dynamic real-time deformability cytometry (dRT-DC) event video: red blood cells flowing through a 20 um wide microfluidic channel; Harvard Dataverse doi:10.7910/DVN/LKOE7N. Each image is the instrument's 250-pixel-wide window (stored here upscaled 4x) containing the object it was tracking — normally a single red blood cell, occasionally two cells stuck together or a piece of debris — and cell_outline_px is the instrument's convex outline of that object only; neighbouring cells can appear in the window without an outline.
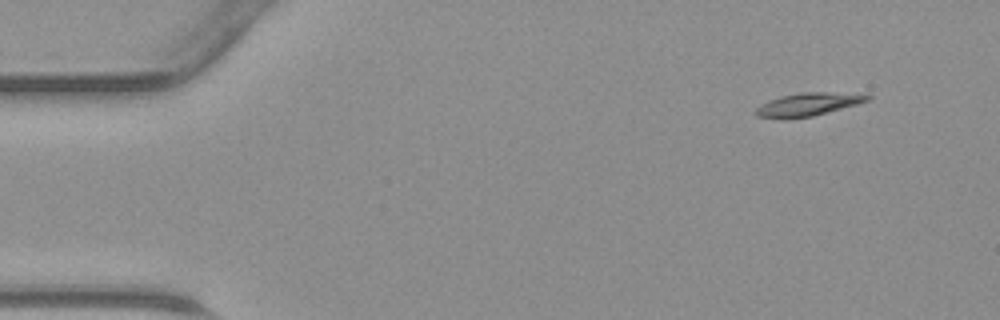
{"species": "common noctule bat (a hibernating species)", "species_latin": "Nyctalus noctula", "temperature_condition": "warm", "stored_images_in_passage": 42, "camera_frame_rate_fps": 3000, "um_per_image_px": 0.085, "animal": {"sex": "male", "body_mass_g": 23.1, "forearm_length_mm": 52.7}, "frame": {"image": 1, "passage_image": 1, "time_ms": 0.0, "image_size_px": [1000, 320], "cell_outline_px": [[872, 96], [868, 100], [856, 104], [812, 116], [756, 116], [752, 112], [760, 104], [768, 100], [780, 96], [800, 92], [828, 92]], "centroid_in_image_um": [68.63, 8.83], "position_along_channel_um": 16.4, "area_um2": 14.16}}
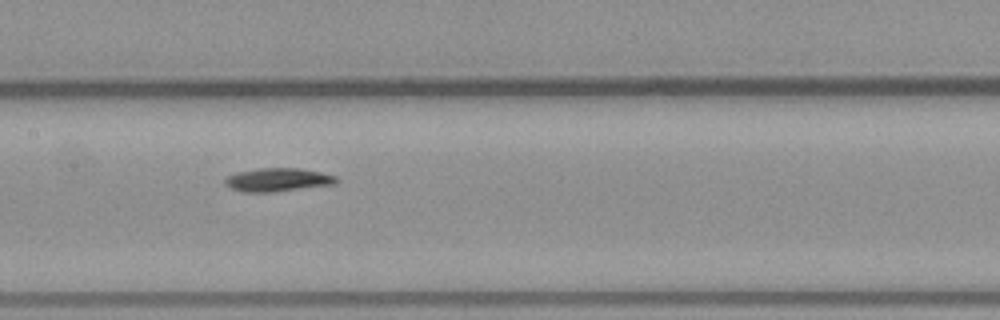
{"frame": {"image": 2, "passage_image": 19, "time_ms": 6.0, "image_size_px": [1000, 320], "cell_outline_px": [[340, 180], [336, 184], [272, 192], [240, 192], [224, 184], [224, 180], [228, 176], [240, 172], [260, 168], [300, 168], [320, 172], [336, 176]], "centroid_in_image_um": [23.64, 15.29], "position_along_channel_um": 183.8, "area_um2": 15.14}}
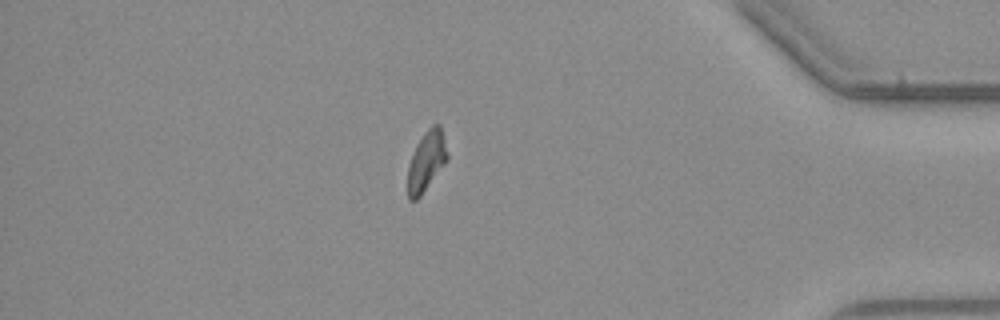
{"frame": {"image": 3, "passage_image": 36, "time_ms": 11.667, "image_size_px": [1000, 320], "cell_outline_px": [[448, 160], [420, 196], [416, 200], [408, 200], [408, 164], [416, 144], [424, 132], [432, 124], [440, 124], [444, 136], [448, 156]], "centroid_in_image_um": [36.25, 13.67], "position_along_channel_um": 399.0, "area_um2": 13.87}}